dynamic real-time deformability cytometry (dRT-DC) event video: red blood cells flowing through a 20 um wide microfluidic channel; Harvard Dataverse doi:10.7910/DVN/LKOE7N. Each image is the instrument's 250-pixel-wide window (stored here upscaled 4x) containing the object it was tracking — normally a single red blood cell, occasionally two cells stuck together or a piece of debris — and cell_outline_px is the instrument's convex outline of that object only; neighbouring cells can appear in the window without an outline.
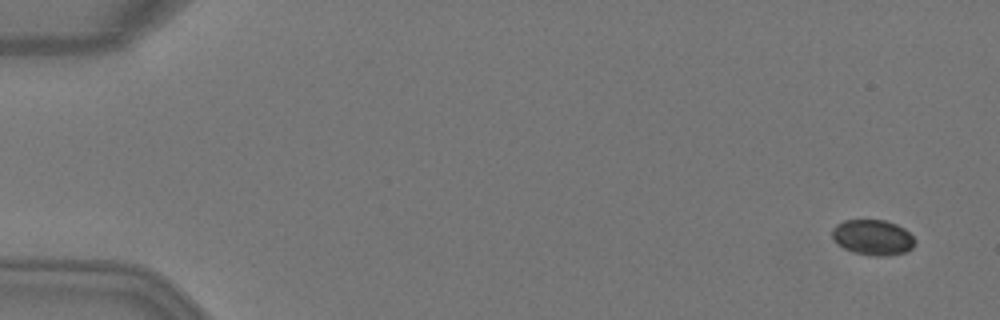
{"species": "Egyptian fruit bat (a non-hibernating species)", "species_latin": "Rousettus aegyptiacus", "temperature_condition": "warm", "stored_images_in_passage": 5, "camera_frame_rate_fps": 3000, "um_per_image_px": 0.085, "animal": {"sex": "female"}, "frame": {"image": 1, "passage_image": 1, "time_ms": 0.0, "image_size_px": [1000, 320], "cell_outline_px": [[916, 240], [912, 248], [908, 252], [884, 256], [876, 256], [852, 252], [844, 248], [832, 236], [832, 228], [836, 224], [844, 220], [884, 220], [896, 224], [904, 228]], "centroid_in_image_um": [74.21, 20.18], "position_along_channel_um": 10.8, "area_um2": 17.05}}